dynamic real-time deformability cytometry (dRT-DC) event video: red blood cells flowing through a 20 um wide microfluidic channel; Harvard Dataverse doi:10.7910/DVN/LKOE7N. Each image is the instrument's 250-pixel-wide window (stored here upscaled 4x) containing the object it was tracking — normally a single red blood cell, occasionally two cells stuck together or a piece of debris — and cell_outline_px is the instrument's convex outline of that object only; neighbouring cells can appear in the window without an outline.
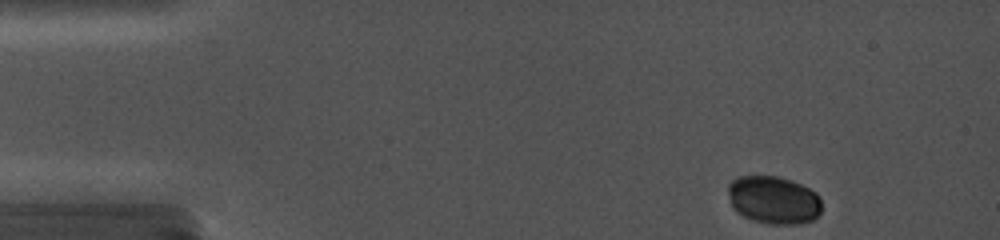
{"species": "common noctule bat (a hibernating species)", "species_latin": "Nyctalus noctula", "temperature_condition": "cold", "stored_images_in_passage": 65, "camera_frame_rate_fps": 5000, "um_per_image_px": 0.085, "animal": {"sex": "female", "body_mass_g": 19.0, "forearm_length_mm": 56.7}, "frame": {"image": 1, "passage_image": 1, "time_ms": 0.0, "image_size_px": [1000, 240], "cell_outline_px": [[820, 216], [812, 220], [800, 224], [768, 224], [752, 220], [736, 212], [732, 208], [728, 192], [728, 184], [732, 180], [740, 176], [776, 176], [792, 180], [816, 192], [820, 196]], "centroid_in_image_um": [65.76, 17.01], "position_along_channel_um": 19.2, "area_um2": 26.36}}
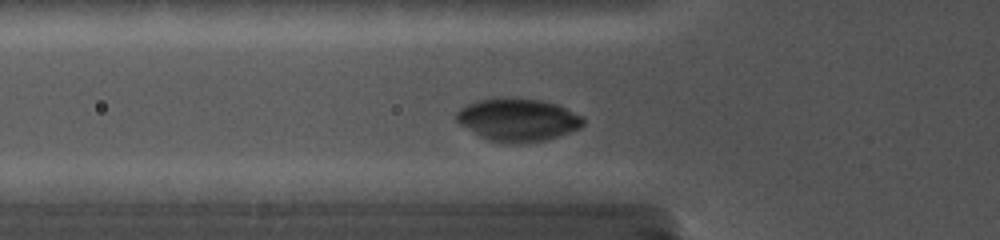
{"frame": {"image": 2, "passage_image": 26, "time_ms": 4.2, "image_size_px": [1000, 240], "cell_outline_px": [[584, 124], [580, 128], [544, 140], [488, 140], [480, 136], [460, 124], [456, 120], [456, 112], [460, 108], [476, 100], [492, 96], [500, 96], [540, 100], [556, 104], [584, 116]], "centroid_in_image_um": [43.99, 10.1], "position_along_channel_um": 81.8, "area_um2": 30.98}}
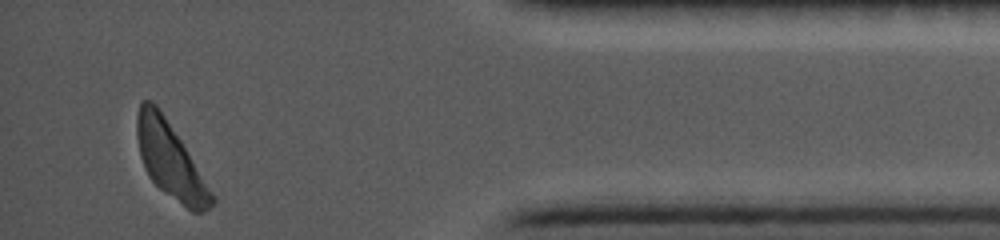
{"frame": {"image": 3, "passage_image": 65, "time_ms": 14.0, "image_size_px": [1000, 240], "cell_outline_px": [[216, 204], [204, 212], [192, 212], [160, 188], [152, 180], [140, 156], [136, 136], [136, 116], [140, 100], [152, 100], [156, 104], [180, 140], [216, 196]], "centroid_in_image_um": [14.49, 13.63], "position_along_channel_um": 420.7, "area_um2": 32.48}}